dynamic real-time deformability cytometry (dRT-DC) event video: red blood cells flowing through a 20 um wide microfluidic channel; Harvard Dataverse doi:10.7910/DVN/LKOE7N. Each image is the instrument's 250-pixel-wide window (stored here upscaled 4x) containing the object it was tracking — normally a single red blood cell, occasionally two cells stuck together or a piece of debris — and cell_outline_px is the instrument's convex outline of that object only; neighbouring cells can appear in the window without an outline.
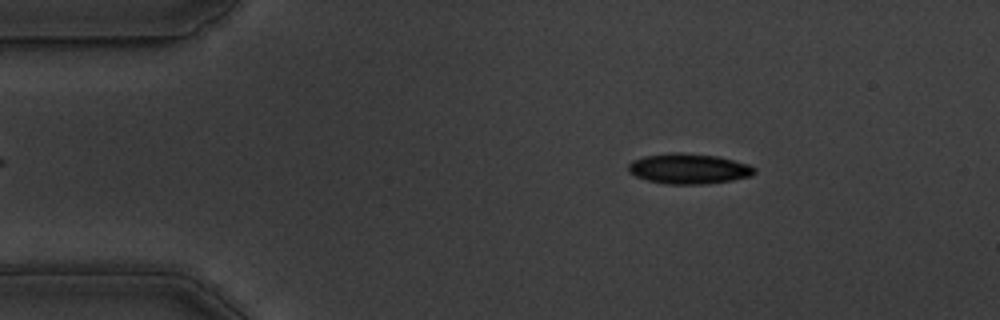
{"species": "common noctule bat (a hibernating species)", "species_latin": "Nyctalus noctula", "temperature_condition": "warm", "stored_images_in_passage": 51, "camera_frame_rate_fps": 3000, "um_per_image_px": 0.085, "animal": {"sex": "male", "body_mass_g": 19.5, "forearm_length_mm": 54.6}, "frame": {"image": 1, "passage_image": 5, "time_ms": 1.333, "image_size_px": [1000, 320], "cell_outline_px": [[756, 172], [752, 176], [732, 180], [708, 184], [668, 184], [648, 180], [636, 176], [628, 172], [628, 164], [632, 160], [644, 156], [672, 152], [680, 152], [720, 156], [748, 164], [756, 168]], "centroid_in_image_um": [58.56, 14.33], "position_along_channel_um": 26.4, "area_um2": 22.48}}
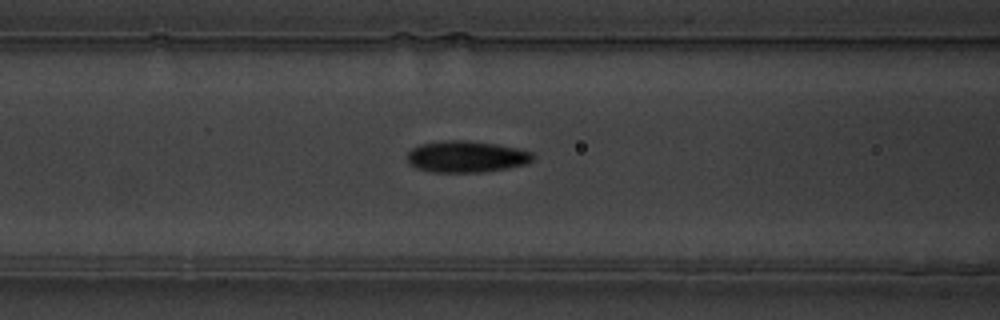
{"frame": {"image": 2, "passage_image": 18, "time_ms": 5.667, "image_size_px": [1000, 320], "cell_outline_px": [[536, 156], [528, 164], [508, 168], [480, 172], [432, 172], [416, 168], [408, 164], [408, 152], [412, 148], [420, 144], [444, 140], [464, 140], [496, 144], [520, 148], [532, 152]], "centroid_in_image_um": [39.66, 13.31], "position_along_channel_um": 126.9, "area_um2": 23.29}}
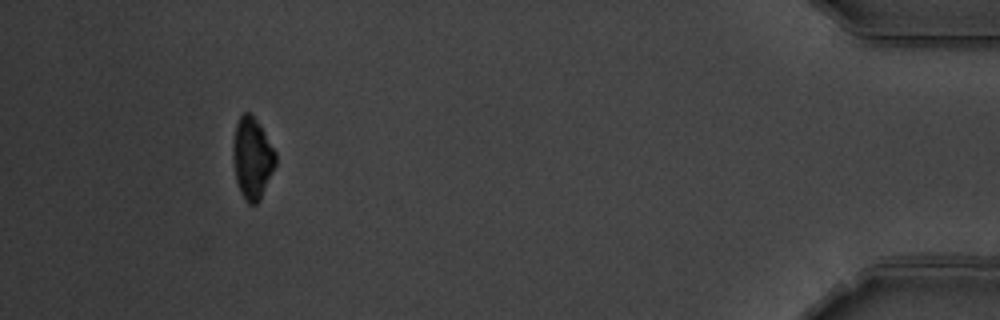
{"frame": {"image": 3, "passage_image": 47, "time_ms": 15.333, "image_size_px": [1000, 320], "cell_outline_px": [[276, 164], [260, 200], [256, 204], [248, 204], [244, 200], [240, 192], [236, 180], [232, 156], [232, 144], [236, 124], [240, 116], [244, 112], [252, 112], [276, 152]], "centroid_in_image_um": [21.42, 13.44], "position_along_channel_um": 413.8, "area_um2": 20.4}, "authors_computed_cell_mechanics": {"area_um2": 22.1374, "velocity_mm_per_s": 3.6482, "shape_relaxation_time_tau1_ms": 3.2451, "shape_relaxation_time_tau2_ms": 5.4827, "deformation_change_tau1": 0.132, "deformation_change_tau2": 0.119}}